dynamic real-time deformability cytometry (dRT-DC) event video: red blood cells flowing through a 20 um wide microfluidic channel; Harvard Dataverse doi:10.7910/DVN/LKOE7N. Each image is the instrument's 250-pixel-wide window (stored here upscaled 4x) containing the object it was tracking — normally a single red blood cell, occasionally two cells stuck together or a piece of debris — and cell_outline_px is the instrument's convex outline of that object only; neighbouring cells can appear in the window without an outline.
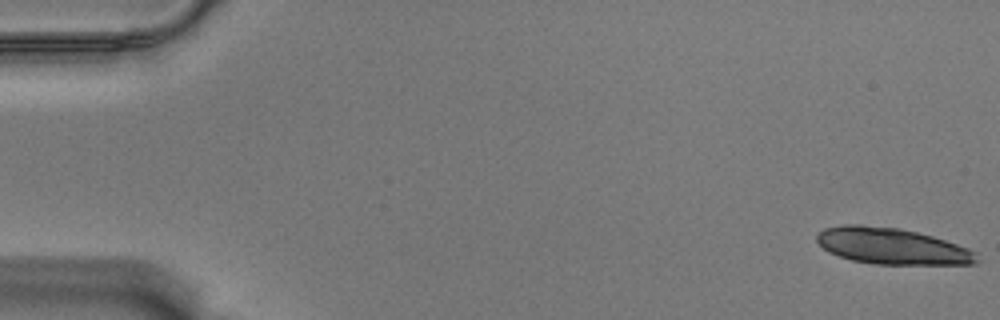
{"species": "Egyptian fruit bat (a non-hibernating species)", "species_latin": "Rousettus aegyptiacus", "temperature_condition": "warm", "stored_images_in_passage": 18, "camera_frame_rate_fps": 3000, "um_per_image_px": 0.085, "animal": {"sex": "male"}, "frame": {"image": 1, "passage_image": 1, "time_ms": 0.0, "image_size_px": [1000, 320], "cell_outline_px": [[980, 260], [976, 264], [876, 264], [852, 260], [828, 252], [816, 240], [816, 236], [824, 228], [840, 224], [860, 224], [900, 228], [932, 236], [968, 248], [976, 252]], "centroid_in_image_um": [75.81, 20.91], "position_along_channel_um": 9.2, "area_um2": 33.81}}